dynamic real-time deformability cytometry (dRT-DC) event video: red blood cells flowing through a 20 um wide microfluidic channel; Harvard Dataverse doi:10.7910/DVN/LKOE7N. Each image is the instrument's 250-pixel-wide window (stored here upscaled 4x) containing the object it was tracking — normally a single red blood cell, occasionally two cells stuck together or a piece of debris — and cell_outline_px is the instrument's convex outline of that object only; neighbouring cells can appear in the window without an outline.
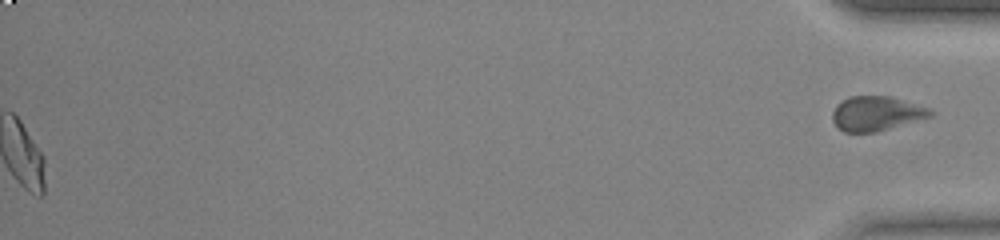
{"species": "common noctule bat (a hibernating species)", "species_latin": "Nyctalus noctula", "temperature_condition": "warm", "stored_images_in_passage": 51, "segment_of_instrument_passage": [2, 2], "camera_frame_rate_fps": 3000, "um_per_image_px": 0.085, "animal": {"sex": "female", "body_mass_g": 23.0, "forearm_length_mm": 53.4}, "frame": {"image": 1, "passage_image": 51, "time_ms": 16.667, "image_size_px": [1000, 240], "cell_outline_px": [[936, 112], [932, 116], [876, 132], [844, 132], [832, 120], [832, 112], [836, 104], [848, 96], [892, 96], [928, 108]], "centroid_in_image_um": [74.48, 9.63], "position_along_channel_um": 360.7, "area_um2": 19.71}}